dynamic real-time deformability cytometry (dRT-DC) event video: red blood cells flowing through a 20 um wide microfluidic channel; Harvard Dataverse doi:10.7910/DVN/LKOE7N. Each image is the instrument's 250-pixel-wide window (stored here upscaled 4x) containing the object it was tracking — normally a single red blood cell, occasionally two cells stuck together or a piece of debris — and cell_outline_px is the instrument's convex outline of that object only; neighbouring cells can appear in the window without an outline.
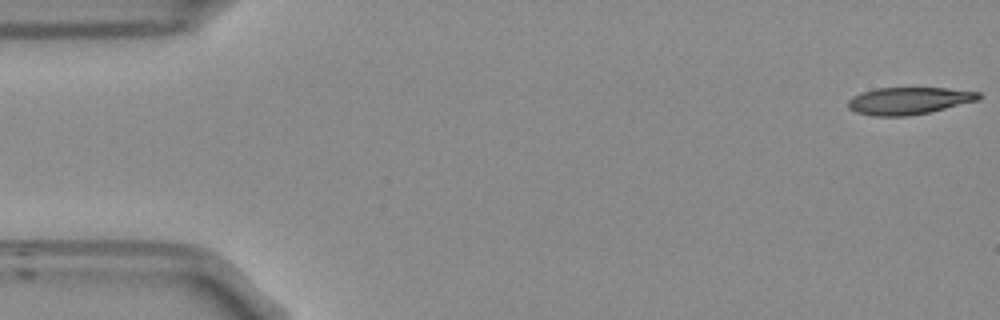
{"species": "Egyptian fruit bat (a non-hibernating species)", "species_latin": "Rousettus aegyptiacus", "temperature_condition": "room temperature", "stored_images_in_passage": 53, "camera_frame_rate_fps": 3000, "um_per_image_px": 0.085, "frame": {"image": 1, "passage_image": 1, "time_ms": 0.0, "image_size_px": [1000, 320], "cell_outline_px": [[980, 100], [928, 112], [908, 116], [872, 116], [856, 112], [848, 108], [848, 100], [852, 96], [860, 92], [876, 88], [948, 88], [980, 92]], "centroid_in_image_um": [77.22, 8.56], "position_along_channel_um": 7.8, "area_um2": 20.75}}
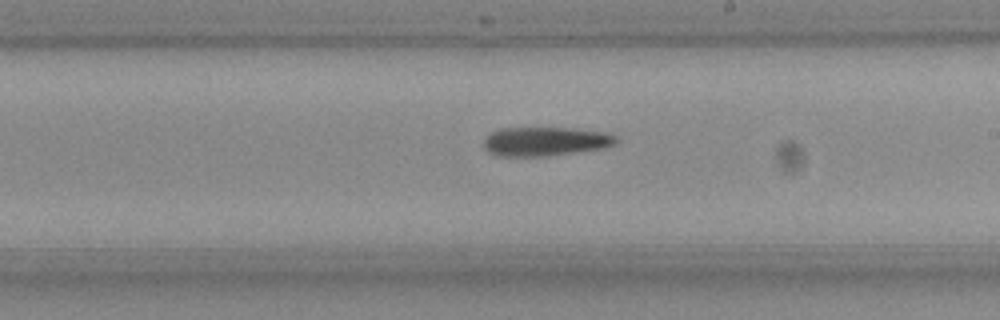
{"frame": {"image": 2, "passage_image": 30, "time_ms": 9.667, "image_size_px": [1000, 320], "cell_outline_px": [[620, 140], [616, 144], [604, 148], [544, 156], [500, 156], [488, 152], [484, 148], [484, 140], [488, 132], [500, 128], [572, 128], [608, 132], [616, 136]], "centroid_in_image_um": [46.36, 12.01], "position_along_channel_um": 242.6, "area_um2": 22.6}}
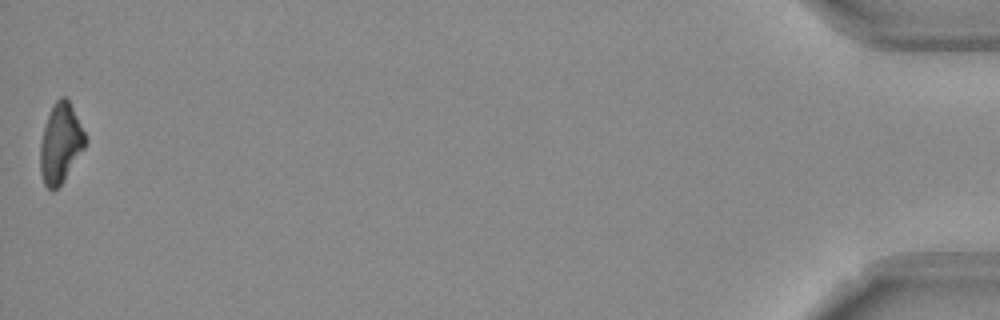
{"frame": {"image": 3, "passage_image": 53, "time_ms": 17.333, "image_size_px": [1000, 320], "cell_outline_px": [[88, 140], [84, 148], [64, 180], [52, 192], [44, 184], [40, 172], [40, 144], [44, 128], [48, 116], [56, 100], [60, 96], [64, 96], [68, 100]], "centroid_in_image_um": [5.14, 12.21], "position_along_channel_um": 430.1, "area_um2": 20.52}}